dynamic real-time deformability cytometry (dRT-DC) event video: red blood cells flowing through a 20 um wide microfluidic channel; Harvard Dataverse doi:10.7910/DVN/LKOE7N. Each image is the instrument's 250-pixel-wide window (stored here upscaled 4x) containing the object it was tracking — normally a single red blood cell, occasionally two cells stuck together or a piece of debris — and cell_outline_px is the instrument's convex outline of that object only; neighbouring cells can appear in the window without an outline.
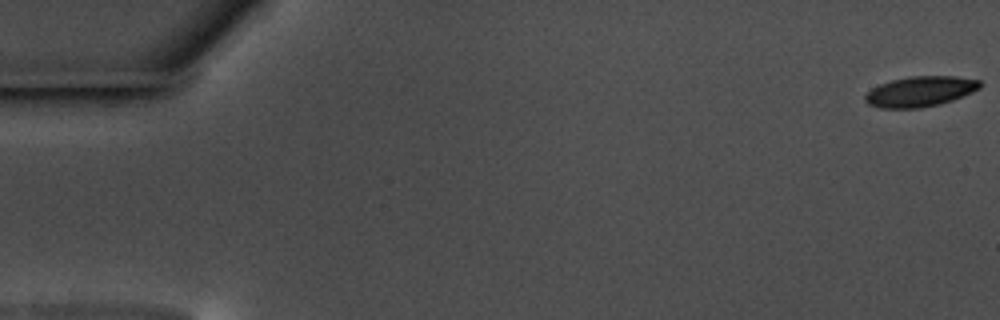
{"species": "common noctule bat (a hibernating species)", "species_latin": "Nyctalus noctula", "temperature_condition": "warm", "stored_images_in_passage": 58, "camera_frame_rate_fps": 3000, "um_per_image_px": 0.085, "animal": {"sex": "male", "body_mass_g": 17.5, "forearm_length_mm": 52.3}, "frame": {"image": 1, "passage_image": 1, "time_ms": 0.0, "image_size_px": [1000, 320], "cell_outline_px": [[984, 84], [980, 88], [972, 92], [952, 100], [940, 104], [920, 108], [880, 108], [868, 104], [864, 100], [864, 96], [872, 88], [880, 84], [892, 80], [908, 76], [956, 76], [980, 80]], "centroid_in_image_um": [78.23, 7.77], "position_along_channel_um": 6.8, "area_um2": 20.4}}
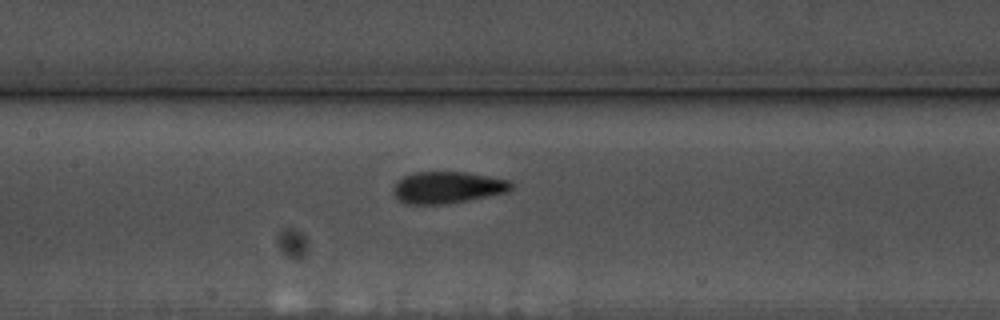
{"frame": {"image": 2, "passage_image": 28, "time_ms": 9.0, "image_size_px": [1000, 320], "cell_outline_px": [[516, 188], [508, 192], [468, 200], [444, 204], [404, 204], [392, 192], [392, 188], [396, 180], [412, 172], [464, 172], [512, 180], [516, 184]], "centroid_in_image_um": [38.07, 15.93], "position_along_channel_um": 169.3, "area_um2": 22.2}}
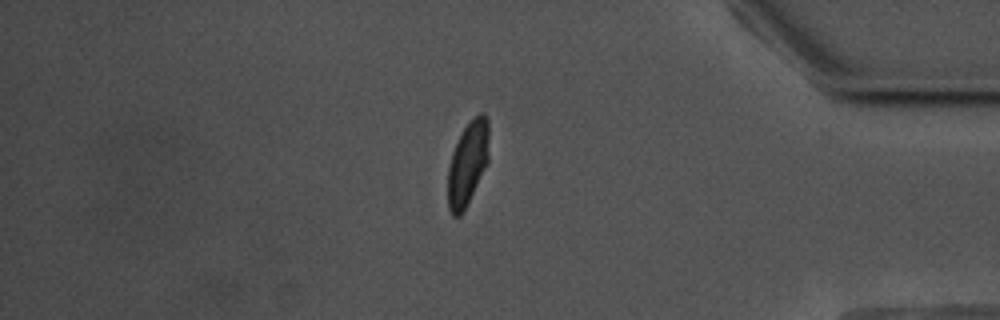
{"frame": {"image": 3, "passage_image": 50, "time_ms": 16.333, "image_size_px": [1000, 320], "cell_outline_px": [[488, 164], [460, 216], [452, 216], [448, 208], [448, 168], [452, 152], [464, 128], [480, 112], [484, 112], [488, 120]], "centroid_in_image_um": [39.75, 13.9], "position_along_channel_um": 395.4, "area_um2": 19.83}}